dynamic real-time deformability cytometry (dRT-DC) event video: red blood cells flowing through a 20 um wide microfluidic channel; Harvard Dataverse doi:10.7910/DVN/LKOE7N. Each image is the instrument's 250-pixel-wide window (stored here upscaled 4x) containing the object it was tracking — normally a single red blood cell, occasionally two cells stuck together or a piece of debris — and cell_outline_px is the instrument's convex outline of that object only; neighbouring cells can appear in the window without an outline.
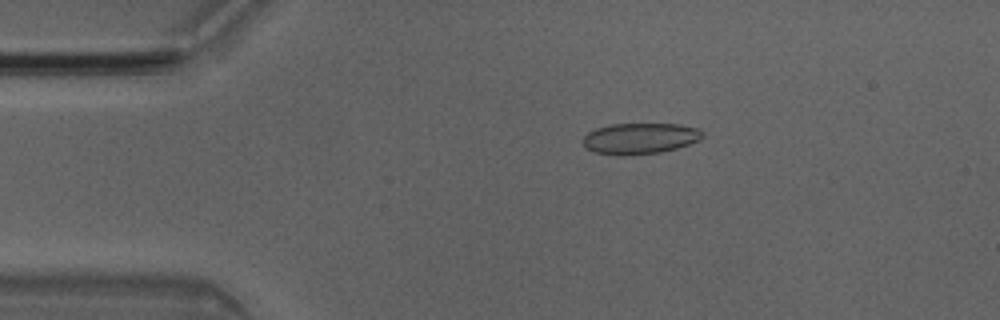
{"species": "Egyptian fruit bat (a non-hibernating species)", "species_latin": "Rousettus aegyptiacus", "temperature_condition": "room temperature", "stored_images_in_passage": 3, "camera_frame_rate_fps": 3000, "um_per_image_px": 0.085, "animal": {"sex": "male"}, "frame": {"image": 1, "passage_image": 2, "time_ms": 0.333, "image_size_px": [1000, 320], "cell_outline_px": [[704, 136], [700, 140], [676, 148], [660, 152], [620, 156], [592, 152], [584, 148], [584, 136], [588, 132], [596, 128], [612, 124], [680, 124], [696, 128], [704, 132]], "centroid_in_image_um": [54.38, 11.77], "position_along_channel_um": 30.6, "area_um2": 21.68}}